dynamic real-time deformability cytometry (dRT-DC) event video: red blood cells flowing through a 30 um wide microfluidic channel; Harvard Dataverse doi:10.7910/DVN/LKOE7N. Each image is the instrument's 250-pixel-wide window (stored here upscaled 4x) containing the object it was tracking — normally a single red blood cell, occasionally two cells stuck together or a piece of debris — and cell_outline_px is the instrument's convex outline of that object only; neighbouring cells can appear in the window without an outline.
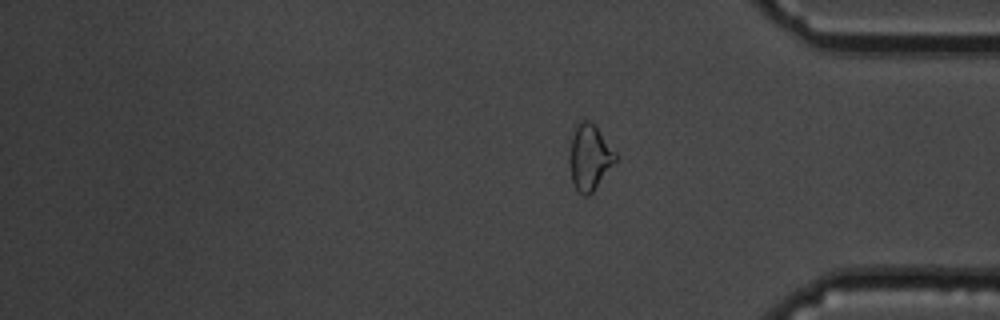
{"species": "common noctule bat (a hibernating species)", "species_latin": "Nyctalus noctula", "temperature_condition": "cold", "stored_images_in_passage": 13, "segment_of_instrument_passage": [2, 2], "camera_frame_rate_fps": 3000, "um_per_image_px": 0.085, "animal": {"sex": "male", "body_mass_g": 19.5, "forearm_length_mm": 54.6}, "frame": {"image": 1, "passage_image": 13, "time_ms": 14.667, "image_size_px": [1000, 320], "cell_outline_px": [[616, 160], [592, 192], [588, 196], [584, 196], [572, 184], [568, 160], [572, 136], [576, 124], [580, 120], [588, 120], [596, 128], [616, 152]], "centroid_in_image_um": [50.07, 13.38], "position_along_channel_um": 385.1, "area_um2": 17.34}}